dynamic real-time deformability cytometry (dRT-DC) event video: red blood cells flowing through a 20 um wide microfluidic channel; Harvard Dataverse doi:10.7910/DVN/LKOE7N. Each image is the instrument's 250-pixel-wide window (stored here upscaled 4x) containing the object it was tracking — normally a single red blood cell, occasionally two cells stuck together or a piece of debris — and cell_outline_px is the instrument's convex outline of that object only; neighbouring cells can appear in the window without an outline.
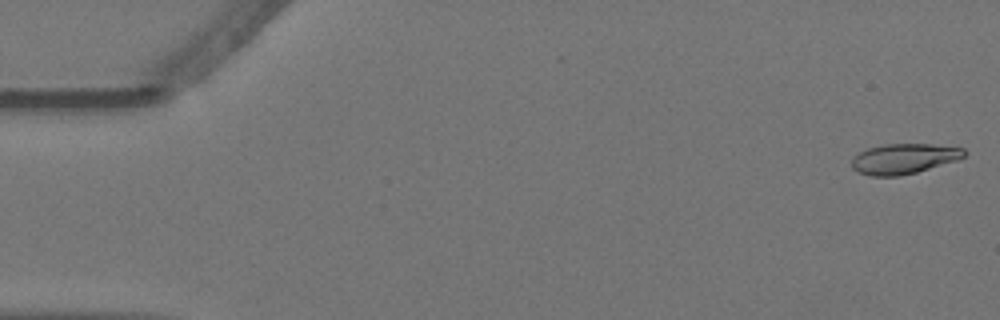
{"species": "Egyptian fruit bat (a non-hibernating species)", "species_latin": "Rousettus aegyptiacus", "temperature_condition": "warm", "stored_images_in_passage": 57, "camera_frame_rate_fps": 3000, "um_per_image_px": 0.085, "animal": {"sex": "female"}, "frame": {"image": 1, "passage_image": 1, "time_ms": 0.0, "image_size_px": [1000, 320], "cell_outline_px": [[968, 152], [964, 156], [956, 160], [916, 172], [900, 176], [872, 176], [860, 172], [852, 168], [852, 156], [868, 148], [884, 144], [932, 144], [964, 148]], "centroid_in_image_um": [76.83, 13.48], "position_along_channel_um": 8.2, "area_um2": 19.71}}
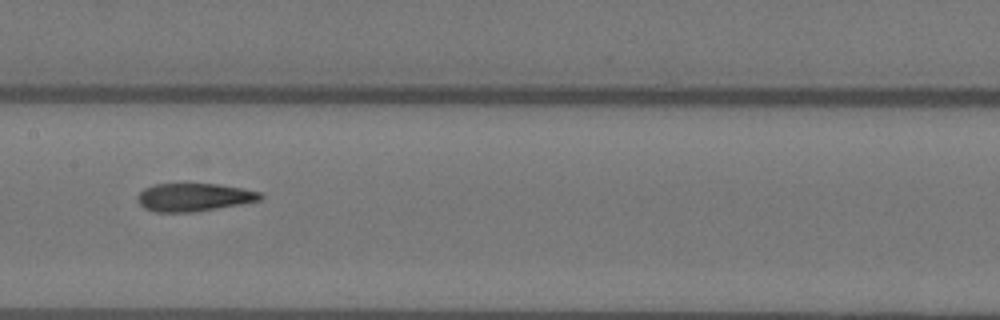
{"frame": {"image": 2, "passage_image": 28, "time_ms": 9.0, "image_size_px": [1000, 320], "cell_outline_px": [[264, 196], [260, 200], [240, 204], [192, 212], [156, 212], [144, 208], [140, 204], [136, 196], [144, 188], [152, 184], [216, 184], [240, 188], [260, 192]], "centroid_in_image_um": [16.44, 16.76], "position_along_channel_um": 191.0, "area_um2": 19.88}}
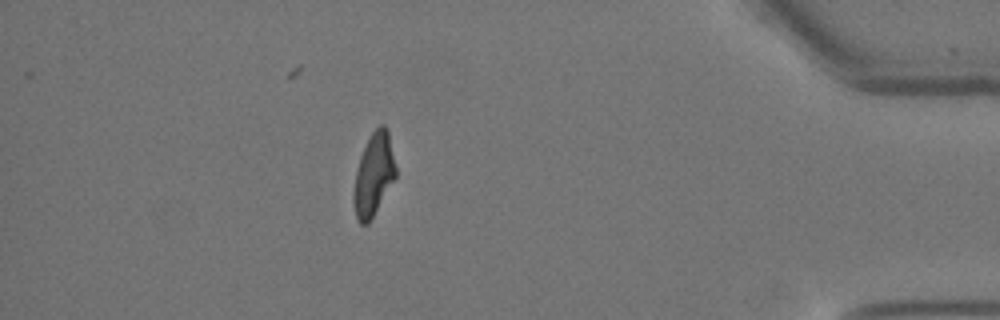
{"frame": {"image": 3, "passage_image": 50, "time_ms": 16.333, "image_size_px": [1000, 320], "cell_outline_px": [[396, 176], [368, 224], [360, 224], [356, 216], [352, 200], [352, 192], [356, 168], [360, 156], [372, 132], [380, 124], [384, 124], [388, 128], [396, 168]], "centroid_in_image_um": [31.74, 14.83], "position_along_channel_um": 403.5, "area_um2": 20.23}, "authors_computed_cell_mechanics": {"area_um2": 20.519, "velocity_mm_per_s": 3.5381, "shape_relaxation_time_tau1_ms": 10.6844, "shape_relaxation_time_tau2_ms": 2.4743, "deformation_change_tau1": 0.2878, "deformation_change_tau2": 0.1127}}